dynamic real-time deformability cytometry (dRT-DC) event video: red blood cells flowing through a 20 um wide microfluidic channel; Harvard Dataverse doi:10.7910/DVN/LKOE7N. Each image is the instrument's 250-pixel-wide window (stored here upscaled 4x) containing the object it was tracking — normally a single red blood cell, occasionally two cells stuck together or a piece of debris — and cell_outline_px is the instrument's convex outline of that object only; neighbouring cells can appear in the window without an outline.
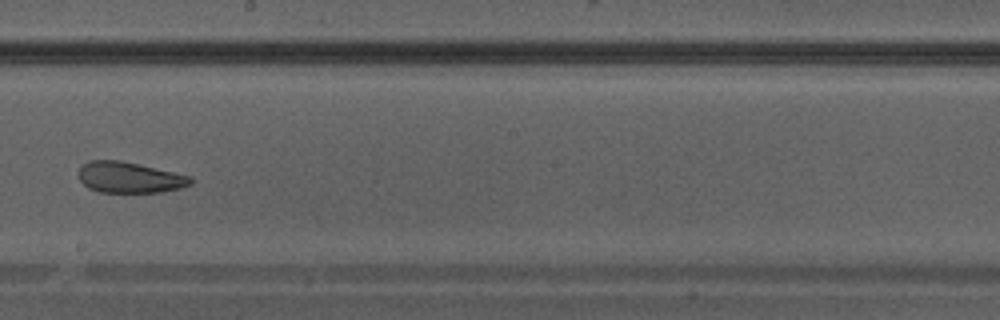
{"species": "Egyptian fruit bat (a non-hibernating species)", "species_latin": "Rousettus aegyptiacus", "temperature_condition": "warm", "stored_images_in_passage": 39, "camera_frame_rate_fps": 3000, "um_per_image_px": 0.085, "animal": {"sex": "male"}, "frame": {"image": 1, "passage_image": 23, "time_ms": 7.333, "image_size_px": [1000, 320], "cell_outline_px": [[192, 184], [180, 188], [164, 192], [100, 192], [88, 188], [80, 180], [80, 164], [88, 160], [120, 160], [192, 176]], "centroid_in_image_um": [11.01, 15.08], "position_along_channel_um": 237.2, "area_um2": 20.23}}